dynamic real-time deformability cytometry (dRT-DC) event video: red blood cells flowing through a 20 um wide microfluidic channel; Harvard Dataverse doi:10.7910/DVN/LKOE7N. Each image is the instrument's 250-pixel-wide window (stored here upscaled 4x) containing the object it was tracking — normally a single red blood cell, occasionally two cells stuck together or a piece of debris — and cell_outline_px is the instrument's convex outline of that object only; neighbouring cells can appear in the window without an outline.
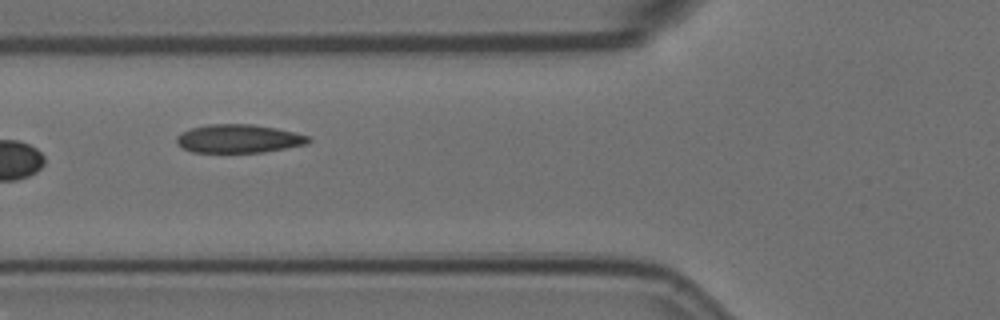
{"species": "Egyptian fruit bat (a non-hibernating species)", "species_latin": "Rousettus aegyptiacus", "temperature_condition": "room temperature", "stored_images_in_passage": 10, "camera_frame_rate_fps": 3000, "um_per_image_px": 0.085, "animal": {"sex": "female"}, "frame": {"image": 1, "passage_image": 5, "time_ms": 1.333, "image_size_px": [1000, 320], "cell_outline_px": [[312, 140], [308, 144], [264, 152], [192, 152], [176, 144], [176, 136], [192, 128], [208, 124], [252, 124], [276, 128], [308, 136]], "centroid_in_image_um": [20.29, 11.79], "position_along_channel_um": 105.5, "area_um2": 21.73}}
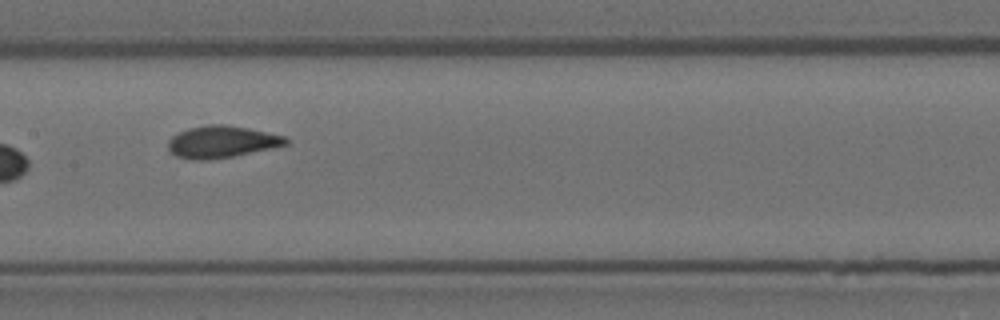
{"frame": {"image": 2, "passage_image": 7, "time_ms": 2.0, "image_size_px": [1000, 320], "cell_outline_px": [[288, 144], [232, 156], [208, 160], [188, 160], [176, 156], [168, 148], [168, 140], [176, 132], [188, 128], [212, 124], [228, 124], [248, 128], [284, 136], [288, 140]], "centroid_in_image_um": [18.78, 12.05], "position_along_channel_um": 188.6, "area_um2": 21.85}}
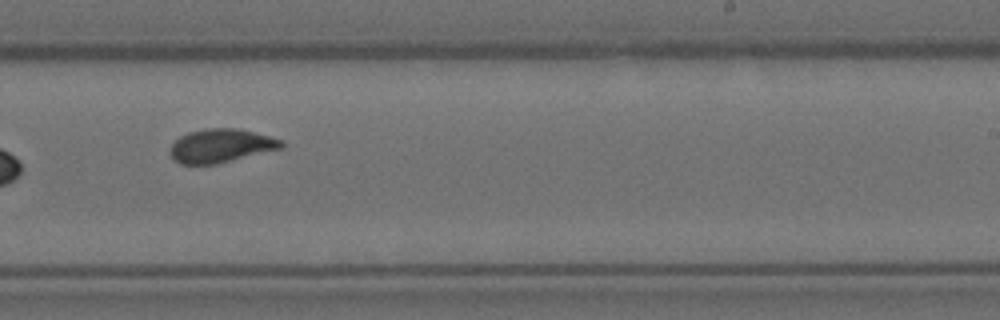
{"frame": {"image": 3, "passage_image": 9, "time_ms": 2.667, "image_size_px": [1000, 320], "cell_outline_px": [[284, 148], [216, 164], [180, 164], [168, 152], [172, 144], [180, 136], [188, 132], [208, 128], [240, 128], [284, 140]], "centroid_in_image_um": [18.81, 12.38], "position_along_channel_um": 270.2, "area_um2": 21.91}}